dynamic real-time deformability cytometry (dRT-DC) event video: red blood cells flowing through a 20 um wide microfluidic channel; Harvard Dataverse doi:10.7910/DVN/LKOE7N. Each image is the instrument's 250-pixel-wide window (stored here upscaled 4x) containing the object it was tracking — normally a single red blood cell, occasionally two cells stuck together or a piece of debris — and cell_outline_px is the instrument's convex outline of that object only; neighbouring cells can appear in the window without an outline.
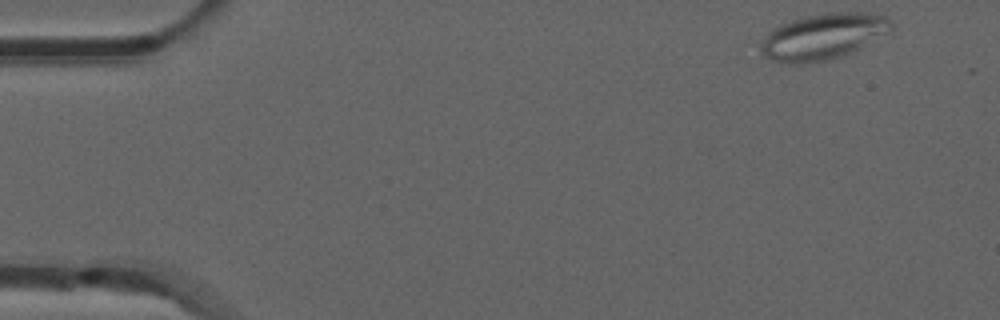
{"species": "common noctule bat (a hibernating species)", "species_latin": "Nyctalus noctula", "temperature_condition": "room temperature", "stored_images_in_passage": 24, "camera_frame_rate_fps": 3000, "um_per_image_px": 0.085, "animal": {"sex": "male", "forearm_length_mm": 52.5}, "frame": {"image": 1, "passage_image": 1, "time_ms": 0.0, "image_size_px": [1000, 320], "cell_outline_px": [[896, 28], [852, 52], [824, 60], [804, 64], [784, 64], [772, 60], [764, 56], [760, 48], [760, 44], [764, 36], [772, 28], [780, 24], [804, 16], [828, 12], [860, 12], [888, 16], [892, 20]], "centroid_in_image_um": [69.96, 3.09], "position_along_channel_um": 15.0, "area_um2": 35.26}}
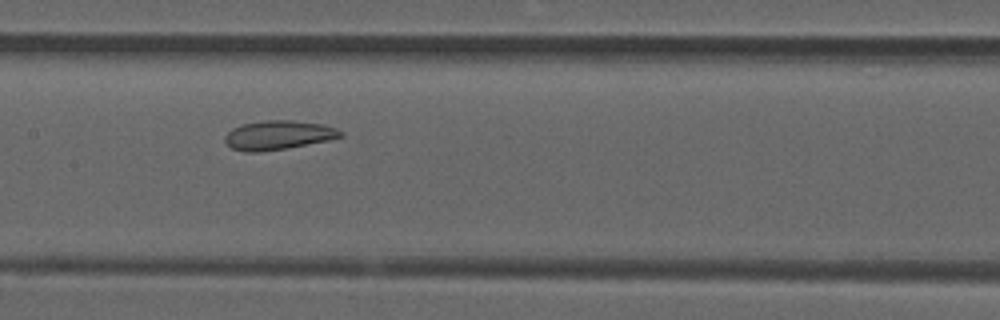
{"frame": {"image": 2, "passage_image": 23, "time_ms": 7.333, "image_size_px": [1000, 320], "cell_outline_px": [[344, 136], [328, 140], [284, 148], [260, 152], [244, 152], [232, 148], [224, 140], [224, 136], [232, 128], [244, 124], [268, 120], [292, 120], [324, 124], [336, 128], [344, 132]], "centroid_in_image_um": [23.67, 11.48], "position_along_channel_um": 183.7, "area_um2": 19.48}}